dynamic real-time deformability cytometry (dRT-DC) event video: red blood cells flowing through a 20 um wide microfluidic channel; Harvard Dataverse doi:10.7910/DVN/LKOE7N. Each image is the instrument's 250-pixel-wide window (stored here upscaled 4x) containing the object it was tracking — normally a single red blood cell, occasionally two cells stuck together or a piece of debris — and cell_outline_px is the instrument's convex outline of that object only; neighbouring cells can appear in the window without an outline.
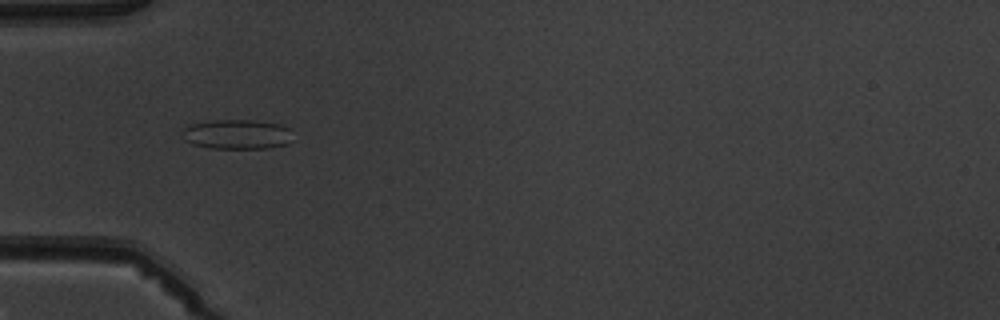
{"species": "common noctule bat (a hibernating species)", "species_latin": "Nyctalus noctula", "temperature_condition": "warm", "stored_images_in_passage": 7, "camera_frame_rate_fps": 3000, "um_per_image_px": 0.085, "animal": {"sex": "male", "body_mass_g": 19.5, "forearm_length_mm": 54.6}, "frame": {"image": 1, "passage_image": 4, "time_ms": 4.333, "image_size_px": [1000, 320], "cell_outline_px": [[288, 144], [272, 148], [212, 148], [192, 144], [184, 140], [180, 136], [180, 132], [184, 128], [192, 124], [212, 120], [252, 120], [280, 124], [288, 128]], "centroid_in_image_um": [20.07, 11.42], "position_along_channel_um": 64.9, "area_um2": 19.02}}
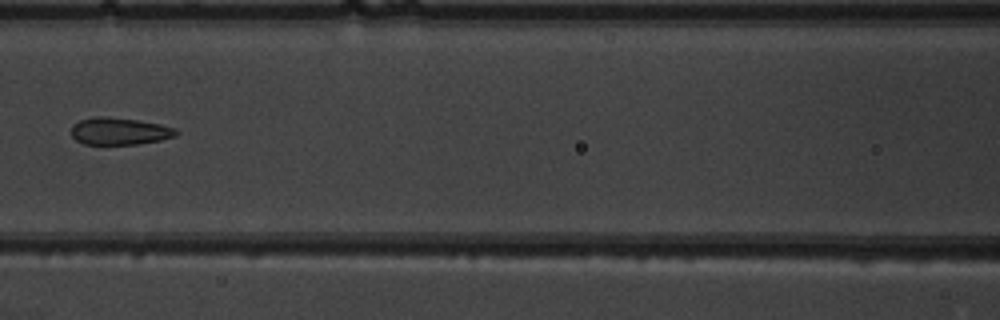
{"frame": {"image": 2, "passage_image": 6, "time_ms": 6.667, "image_size_px": [1000, 320], "cell_outline_px": [[176, 136], [160, 140], [136, 144], [84, 144], [76, 140], [72, 136], [72, 124], [80, 120], [92, 116], [104, 116], [136, 120], [160, 124], [176, 128]], "centroid_in_image_um": [10.12, 11.14], "position_along_channel_um": 156.5, "area_um2": 16.53}}
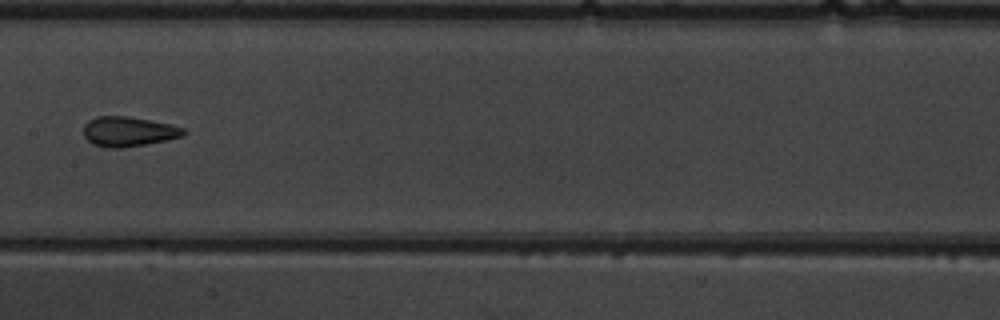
{"frame": {"image": 3, "passage_image": 7, "time_ms": 7.667, "image_size_px": [1000, 320], "cell_outline_px": [[188, 132], [184, 136], [144, 144], [120, 148], [104, 148], [92, 144], [84, 136], [84, 124], [88, 120], [96, 116], [128, 116], [152, 120], [172, 124], [184, 128]], "centroid_in_image_um": [10.92, 11.17], "position_along_channel_um": 196.5, "area_um2": 17.57}}